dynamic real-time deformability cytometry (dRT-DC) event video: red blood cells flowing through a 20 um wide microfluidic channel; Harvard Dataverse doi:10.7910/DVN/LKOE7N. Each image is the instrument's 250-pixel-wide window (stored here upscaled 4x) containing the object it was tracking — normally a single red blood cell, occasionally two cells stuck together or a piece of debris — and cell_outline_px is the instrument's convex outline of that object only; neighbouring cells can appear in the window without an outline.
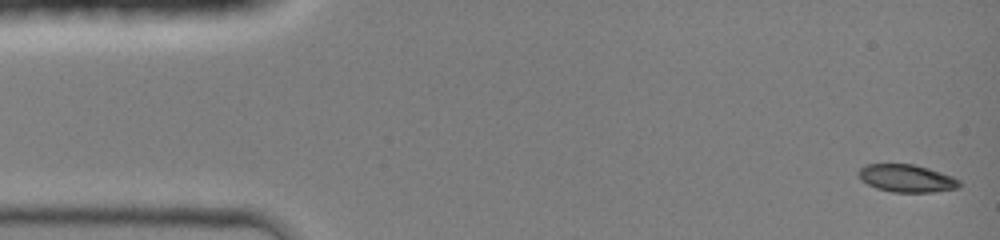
{"species": "common noctule bat (a hibernating species)", "species_latin": "Nyctalus noctula", "temperature_condition": "room temperature", "stored_images_in_passage": 44, "camera_frame_rate_fps": 3000, "um_per_image_px": 0.085, "animal": {"sex": "female", "body_mass_g": 19.0, "forearm_length_mm": 51.5}, "frame": {"image": 1, "passage_image": 1, "time_ms": 0.0, "image_size_px": [1000, 240], "cell_outline_px": [[960, 188], [932, 192], [892, 192], [876, 188], [860, 180], [856, 172], [860, 168], [868, 164], [912, 164], [928, 168], [952, 176], [960, 180]], "centroid_in_image_um": [77.05, 15.16], "position_along_channel_um": 8.0, "area_um2": 16.3}}
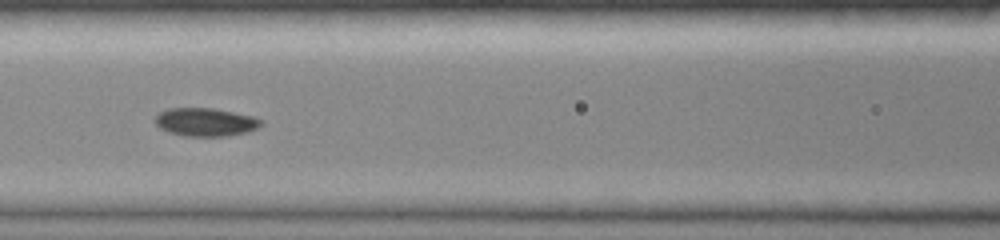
{"frame": {"image": 2, "passage_image": 19, "time_ms": 6.0, "image_size_px": [1000, 240], "cell_outline_px": [[264, 124], [248, 132], [228, 136], [184, 136], [168, 132], [160, 128], [152, 120], [160, 112], [168, 108], [212, 108], [256, 116], [264, 120]], "centroid_in_image_um": [17.5, 10.37], "position_along_channel_um": 149.1, "area_um2": 17.74}}
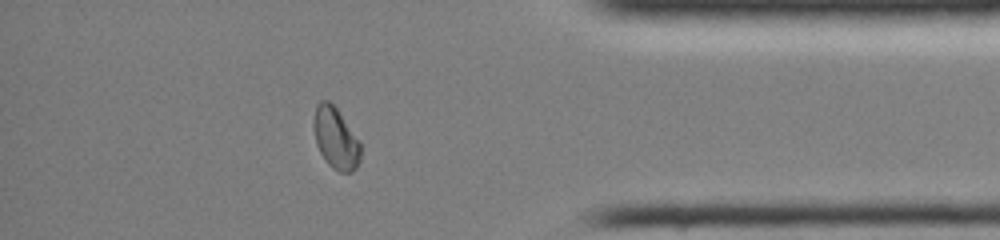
{"frame": {"image": 3, "passage_image": 38, "time_ms": 12.333, "image_size_px": [1000, 240], "cell_outline_px": [[360, 160], [356, 168], [352, 172], [340, 172], [332, 168], [324, 160], [316, 144], [312, 124], [316, 104], [320, 100], [328, 100], [336, 108], [360, 140]], "centroid_in_image_um": [28.52, 11.75], "position_along_channel_um": 406.7, "area_um2": 16.99}, "authors_computed_cell_mechanics": {"area_um2": 16.9065, "velocity_mm_per_s": 4.3071, "shape_relaxation_time_tau1_ms": 5.8351, "shape_relaxation_time_tau2_ms": 5.0717, "deformation_change_tau1": 0.12, "deformation_change_tau2": 0.0451}}